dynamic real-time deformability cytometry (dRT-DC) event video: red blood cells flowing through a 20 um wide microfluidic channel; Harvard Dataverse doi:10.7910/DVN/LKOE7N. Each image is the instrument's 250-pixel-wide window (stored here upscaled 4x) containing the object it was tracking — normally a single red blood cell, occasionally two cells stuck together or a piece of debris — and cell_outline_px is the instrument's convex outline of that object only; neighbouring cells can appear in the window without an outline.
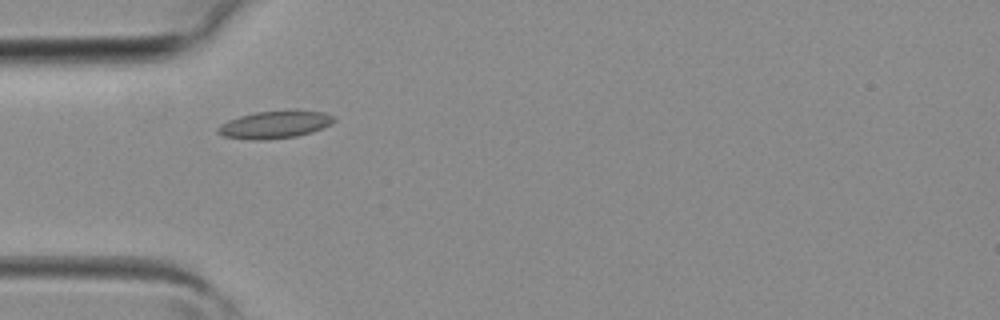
{"species": "common noctule bat (a hibernating species)", "species_latin": "Nyctalus noctula", "temperature_condition": "room temperature", "stored_images_in_passage": 3, "camera_frame_rate_fps": 3000, "um_per_image_px": 0.085, "animal": {"sex": "female", "body_mass_g": 19.3, "forearm_length_mm": 54.1}, "frame": {"image": 1, "passage_image": 3, "time_ms": 0.667, "image_size_px": [1000, 320], "cell_outline_px": [[336, 120], [332, 124], [312, 132], [296, 136], [268, 140], [252, 140], [224, 136], [216, 132], [216, 128], [220, 124], [228, 120], [240, 116], [256, 112], [296, 108], [324, 112], [336, 116]], "centroid_in_image_um": [23.41, 10.56], "position_along_channel_um": 61.6, "area_um2": 19.25}}